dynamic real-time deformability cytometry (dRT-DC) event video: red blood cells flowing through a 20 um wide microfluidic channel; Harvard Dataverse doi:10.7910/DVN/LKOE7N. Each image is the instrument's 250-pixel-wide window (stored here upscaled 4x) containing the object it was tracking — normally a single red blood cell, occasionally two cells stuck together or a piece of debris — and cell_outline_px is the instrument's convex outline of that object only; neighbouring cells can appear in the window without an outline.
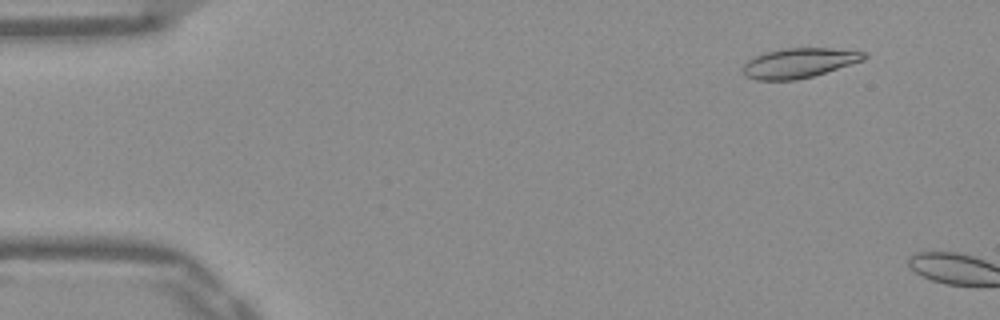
{"species": "Egyptian fruit bat (a non-hibernating species)", "species_latin": "Rousettus aegyptiacus", "temperature_condition": "warm", "stored_images_in_passage": 8, "camera_frame_rate_fps": 3000, "um_per_image_px": 0.085, "frame": {"image": 1, "passage_image": 5, "time_ms": 1.333, "image_size_px": [1000, 320], "cell_outline_px": [[868, 56], [864, 60], [812, 76], [796, 80], [756, 80], [744, 76], [744, 64], [748, 60], [764, 52], [780, 48], [832, 48], [868, 52]], "centroid_in_image_um": [67.93, 5.34], "position_along_channel_um": 17.1, "area_um2": 21.04}}